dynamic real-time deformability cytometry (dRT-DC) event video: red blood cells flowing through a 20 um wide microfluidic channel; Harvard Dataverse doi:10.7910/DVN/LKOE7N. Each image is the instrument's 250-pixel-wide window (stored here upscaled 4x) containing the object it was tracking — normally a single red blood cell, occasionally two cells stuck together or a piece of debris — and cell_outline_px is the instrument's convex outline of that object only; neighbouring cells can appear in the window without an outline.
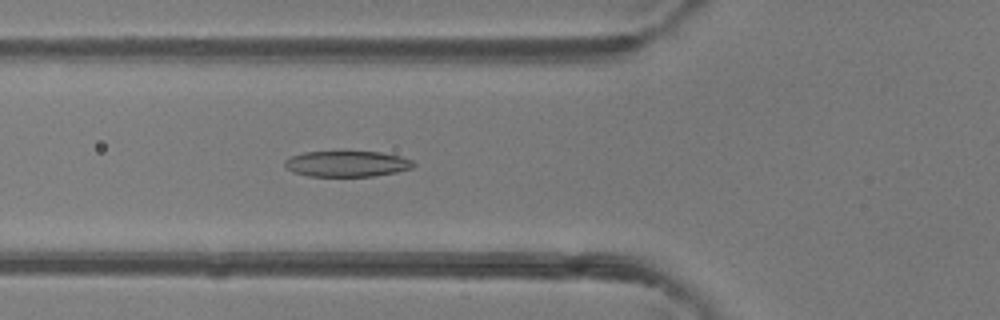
{"species": "common noctule bat (a hibernating species)", "species_latin": "Nyctalus noctula", "temperature_condition": "room temperature", "stored_images_in_passage": 38, "camera_frame_rate_fps": 3000, "um_per_image_px": 0.085, "animal": {"sex": "female"}, "frame": {"image": 1, "passage_image": 7, "time_ms": 2.0, "image_size_px": [1000, 320], "cell_outline_px": [[416, 164], [412, 168], [396, 172], [376, 176], [308, 176], [292, 172], [284, 164], [284, 160], [288, 156], [304, 152], [380, 152], [400, 156], [412, 160]], "centroid_in_image_um": [29.47, 13.92], "position_along_channel_um": 96.3, "area_um2": 19.42}}
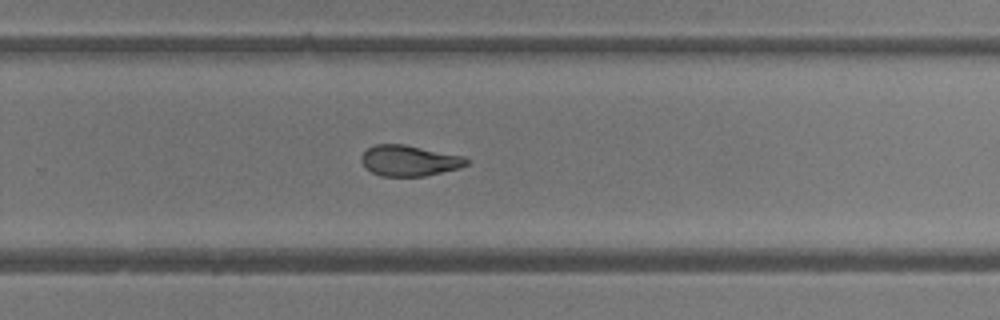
{"frame": {"image": 2, "passage_image": 21, "time_ms": 6.667, "image_size_px": [1000, 320], "cell_outline_px": [[468, 164], [460, 168], [424, 176], [380, 176], [364, 168], [360, 160], [360, 156], [368, 148], [376, 144], [404, 144], [464, 156], [468, 160]], "centroid_in_image_um": [34.76, 13.65], "position_along_channel_um": 295.0, "area_um2": 18.96}}
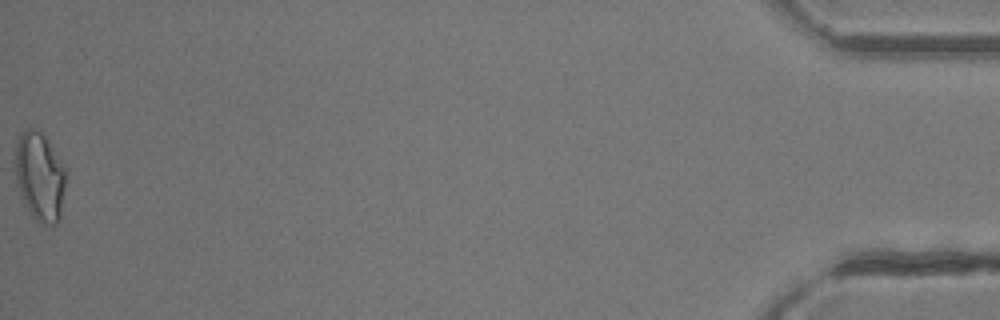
{"frame": {"image": 3, "passage_image": 38, "time_ms": 12.333, "image_size_px": [1000, 320], "cell_outline_px": [[68, 168], [60, 216], [56, 224], [40, 224], [32, 216], [20, 192], [16, 180], [16, 144], [20, 132], [28, 128], [32, 128], [40, 132], [48, 140]], "centroid_in_image_um": [3.43, 14.98], "position_along_channel_um": 431.8, "area_um2": 26.3}, "authors_computed_cell_mechanics": {"area_um2": 19.9699, "velocity_mm_per_s": 4.2522, "shape_relaxation_time_tau1_ms": 6.6186, "shape_relaxation_time_tau2_ms": 2.0935, "deformation_change_tau1": 0.2113, "deformation_change_tau2": 0.0984}}